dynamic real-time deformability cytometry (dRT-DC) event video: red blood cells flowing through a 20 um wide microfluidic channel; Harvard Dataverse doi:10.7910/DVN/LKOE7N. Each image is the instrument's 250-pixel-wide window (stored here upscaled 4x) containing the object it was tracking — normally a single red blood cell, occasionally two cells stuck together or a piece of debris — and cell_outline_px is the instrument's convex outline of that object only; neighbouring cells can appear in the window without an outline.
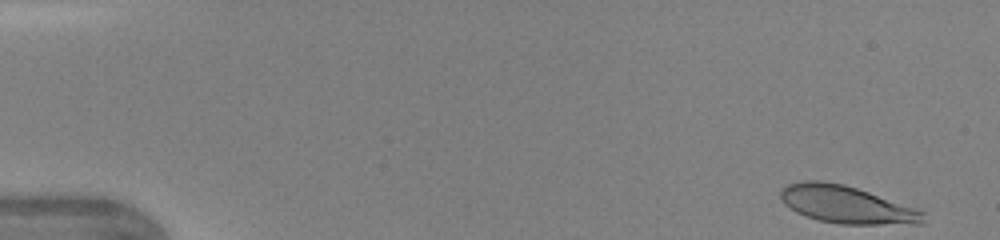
{"species": "human", "species_latin": "Homo sapiens", "temperature_condition": "warm", "stored_images_in_passage": 43, "camera_frame_rate_fps": 3000, "um_per_image_px": 0.085, "donor": {"sex": "female"}, "frame": {"image": 1, "passage_image": 1, "time_ms": 0.0, "image_size_px": [1000, 240], "cell_outline_px": [[924, 224], [840, 224], [820, 220], [804, 216], [796, 212], [784, 204], [780, 196], [780, 192], [788, 184], [804, 180], [820, 180], [844, 184], [916, 208], [924, 212]], "centroid_in_image_um": [71.94, 17.39], "position_along_channel_um": 13.1, "area_um2": 31.04}}
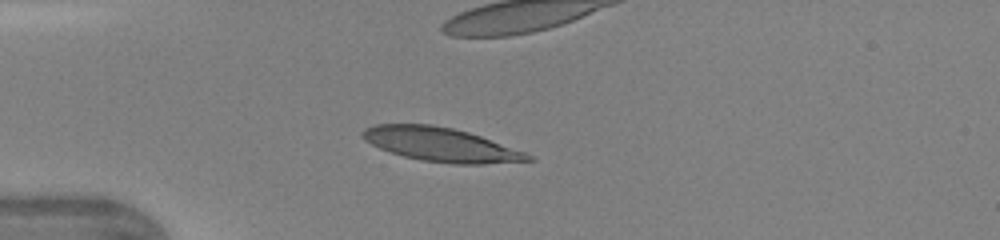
{"frame": {"image": 2, "passage_image": 11, "time_ms": 3.333, "image_size_px": [1000, 240], "cell_outline_px": [[536, 160], [484, 164], [452, 164], [420, 160], [404, 156], [380, 148], [364, 140], [360, 136], [360, 132], [364, 128], [376, 124], [428, 124], [452, 128], [468, 132], [480, 136], [524, 152], [532, 156]], "centroid_in_image_um": [37.44, 12.29], "position_along_channel_um": 47.6, "area_um2": 32.48}}
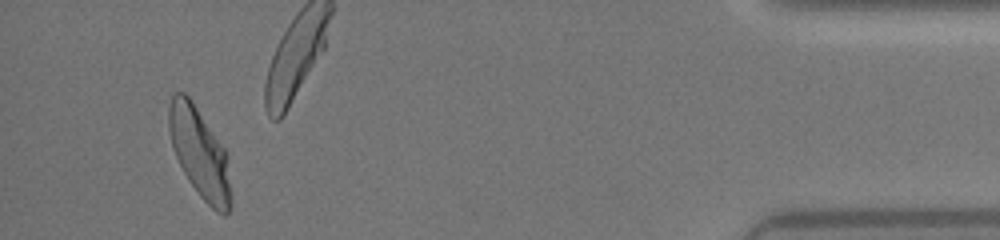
{"frame": {"image": 3, "passage_image": 41, "time_ms": 13.333, "image_size_px": [1000, 240], "cell_outline_px": [[232, 208], [224, 216], [216, 212], [200, 196], [188, 180], [176, 156], [172, 144], [168, 128], [168, 108], [172, 92], [184, 92], [192, 100], [224, 148], [232, 196]], "centroid_in_image_um": [16.96, 13.0], "position_along_channel_um": 418.2, "area_um2": 32.31}}